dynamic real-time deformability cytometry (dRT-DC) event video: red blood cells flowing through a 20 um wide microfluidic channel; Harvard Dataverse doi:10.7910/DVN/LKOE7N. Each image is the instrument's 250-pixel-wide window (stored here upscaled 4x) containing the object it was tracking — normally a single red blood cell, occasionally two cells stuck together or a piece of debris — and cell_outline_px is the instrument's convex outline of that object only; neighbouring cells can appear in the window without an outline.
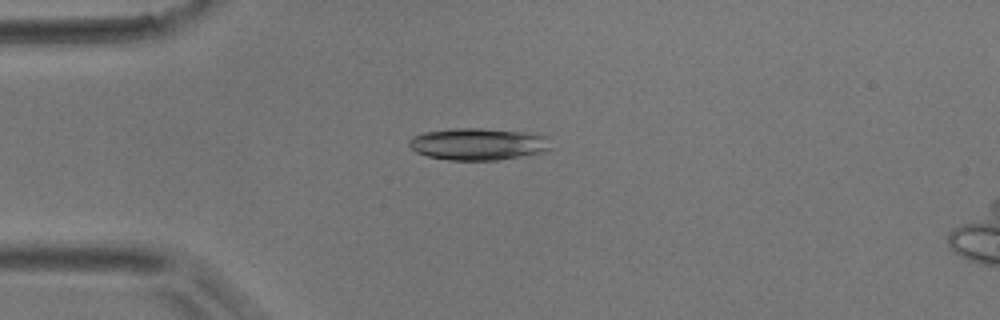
{"species": "common noctule bat (a hibernating species)", "species_latin": "Nyctalus noctula", "temperature_condition": "room temperature", "stored_images_in_passage": 36, "camera_frame_rate_fps": 3000, "um_per_image_px": 0.085, "animal": {"sex": "male", "body_mass_g": 17.9}, "frame": {"image": 1, "passage_image": 1, "time_ms": 0.0, "image_size_px": [1000, 320], "cell_outline_px": [[552, 148], [548, 152], [496, 160], [448, 160], [428, 156], [416, 152], [408, 144], [408, 140], [412, 136], [424, 132], [452, 128], [480, 128], [524, 132], [548, 136]], "centroid_in_image_um": [40.67, 12.24], "position_along_channel_um": 44.3, "area_um2": 26.7}}
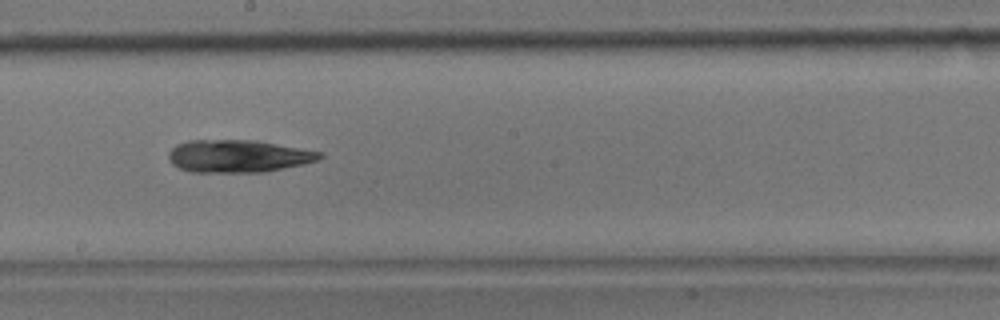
{"frame": {"image": 2, "passage_image": 15, "time_ms": 4.667, "image_size_px": [1000, 320], "cell_outline_px": [[324, 156], [316, 160], [304, 164], [264, 172], [192, 172], [180, 168], [172, 164], [168, 160], [168, 152], [176, 144], [188, 140], [256, 140], [324, 152]], "centroid_in_image_um": [20.24, 13.26], "position_along_channel_um": 228.0, "area_um2": 28.84}}
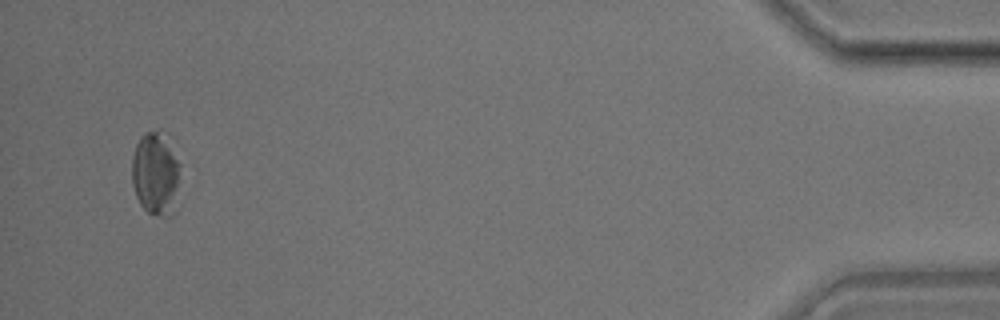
{"frame": {"image": 3, "passage_image": 34, "time_ms": 11.0, "image_size_px": [1000, 320], "cell_outline_px": [[180, 164], [176, 212], [172, 216], [160, 216], [148, 212], [140, 204], [136, 196], [132, 184], [132, 156], [136, 144], [140, 136], [144, 132], [160, 128], [168, 132]], "centroid_in_image_um": [13.27, 14.69], "position_along_channel_um": 421.9, "area_um2": 24.57}}